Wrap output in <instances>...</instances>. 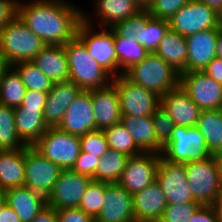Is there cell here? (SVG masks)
Masks as SVG:
<instances>
[{
    "mask_svg": "<svg viewBox=\"0 0 222 222\" xmlns=\"http://www.w3.org/2000/svg\"><path fill=\"white\" fill-rule=\"evenodd\" d=\"M18 17L46 45H65L76 36L83 11L64 0L20 1Z\"/></svg>",
    "mask_w": 222,
    "mask_h": 222,
    "instance_id": "obj_1",
    "label": "cell"
},
{
    "mask_svg": "<svg viewBox=\"0 0 222 222\" xmlns=\"http://www.w3.org/2000/svg\"><path fill=\"white\" fill-rule=\"evenodd\" d=\"M68 60L69 80L81 90L107 87L113 77L93 59L84 43L75 36L64 45Z\"/></svg>",
    "mask_w": 222,
    "mask_h": 222,
    "instance_id": "obj_2",
    "label": "cell"
},
{
    "mask_svg": "<svg viewBox=\"0 0 222 222\" xmlns=\"http://www.w3.org/2000/svg\"><path fill=\"white\" fill-rule=\"evenodd\" d=\"M124 75L160 97L180 85V73L154 52L133 64Z\"/></svg>",
    "mask_w": 222,
    "mask_h": 222,
    "instance_id": "obj_3",
    "label": "cell"
},
{
    "mask_svg": "<svg viewBox=\"0 0 222 222\" xmlns=\"http://www.w3.org/2000/svg\"><path fill=\"white\" fill-rule=\"evenodd\" d=\"M45 46L19 17L0 30V51L8 66L32 61Z\"/></svg>",
    "mask_w": 222,
    "mask_h": 222,
    "instance_id": "obj_4",
    "label": "cell"
},
{
    "mask_svg": "<svg viewBox=\"0 0 222 222\" xmlns=\"http://www.w3.org/2000/svg\"><path fill=\"white\" fill-rule=\"evenodd\" d=\"M92 21L83 11V19L78 24L76 36L84 43L89 55L113 78L117 77L118 59L114 43V30L102 27V31L94 33Z\"/></svg>",
    "mask_w": 222,
    "mask_h": 222,
    "instance_id": "obj_5",
    "label": "cell"
},
{
    "mask_svg": "<svg viewBox=\"0 0 222 222\" xmlns=\"http://www.w3.org/2000/svg\"><path fill=\"white\" fill-rule=\"evenodd\" d=\"M161 156L170 162L188 163L213 156L204 136L193 127L175 125L169 141L163 146Z\"/></svg>",
    "mask_w": 222,
    "mask_h": 222,
    "instance_id": "obj_6",
    "label": "cell"
},
{
    "mask_svg": "<svg viewBox=\"0 0 222 222\" xmlns=\"http://www.w3.org/2000/svg\"><path fill=\"white\" fill-rule=\"evenodd\" d=\"M184 166L193 199L201 205H213L220 195L217 156L184 163Z\"/></svg>",
    "mask_w": 222,
    "mask_h": 222,
    "instance_id": "obj_7",
    "label": "cell"
},
{
    "mask_svg": "<svg viewBox=\"0 0 222 222\" xmlns=\"http://www.w3.org/2000/svg\"><path fill=\"white\" fill-rule=\"evenodd\" d=\"M33 147L62 170L71 169L81 151L80 137L57 127L48 128Z\"/></svg>",
    "mask_w": 222,
    "mask_h": 222,
    "instance_id": "obj_8",
    "label": "cell"
},
{
    "mask_svg": "<svg viewBox=\"0 0 222 222\" xmlns=\"http://www.w3.org/2000/svg\"><path fill=\"white\" fill-rule=\"evenodd\" d=\"M120 98L122 116H152L160 107V96L133 83L124 74L112 79Z\"/></svg>",
    "mask_w": 222,
    "mask_h": 222,
    "instance_id": "obj_9",
    "label": "cell"
},
{
    "mask_svg": "<svg viewBox=\"0 0 222 222\" xmlns=\"http://www.w3.org/2000/svg\"><path fill=\"white\" fill-rule=\"evenodd\" d=\"M168 21L169 28L183 37L220 27L218 12L198 0H190Z\"/></svg>",
    "mask_w": 222,
    "mask_h": 222,
    "instance_id": "obj_10",
    "label": "cell"
},
{
    "mask_svg": "<svg viewBox=\"0 0 222 222\" xmlns=\"http://www.w3.org/2000/svg\"><path fill=\"white\" fill-rule=\"evenodd\" d=\"M24 167V186L47 198L62 169L45 158L33 146L25 147Z\"/></svg>",
    "mask_w": 222,
    "mask_h": 222,
    "instance_id": "obj_11",
    "label": "cell"
},
{
    "mask_svg": "<svg viewBox=\"0 0 222 222\" xmlns=\"http://www.w3.org/2000/svg\"><path fill=\"white\" fill-rule=\"evenodd\" d=\"M161 154L143 152L129 157L118 184L130 194L142 191L156 181Z\"/></svg>",
    "mask_w": 222,
    "mask_h": 222,
    "instance_id": "obj_12",
    "label": "cell"
},
{
    "mask_svg": "<svg viewBox=\"0 0 222 222\" xmlns=\"http://www.w3.org/2000/svg\"><path fill=\"white\" fill-rule=\"evenodd\" d=\"M93 179L87 175L62 170L48 195L47 205L56 210L79 207L83 194Z\"/></svg>",
    "mask_w": 222,
    "mask_h": 222,
    "instance_id": "obj_13",
    "label": "cell"
},
{
    "mask_svg": "<svg viewBox=\"0 0 222 222\" xmlns=\"http://www.w3.org/2000/svg\"><path fill=\"white\" fill-rule=\"evenodd\" d=\"M180 85L200 109H219L222 101V85L202 71L180 74Z\"/></svg>",
    "mask_w": 222,
    "mask_h": 222,
    "instance_id": "obj_14",
    "label": "cell"
},
{
    "mask_svg": "<svg viewBox=\"0 0 222 222\" xmlns=\"http://www.w3.org/2000/svg\"><path fill=\"white\" fill-rule=\"evenodd\" d=\"M156 182L163 190L167 204L196 202L187 183L184 164L170 162L161 156Z\"/></svg>",
    "mask_w": 222,
    "mask_h": 222,
    "instance_id": "obj_15",
    "label": "cell"
},
{
    "mask_svg": "<svg viewBox=\"0 0 222 222\" xmlns=\"http://www.w3.org/2000/svg\"><path fill=\"white\" fill-rule=\"evenodd\" d=\"M57 128L77 137L96 130L91 90L79 92Z\"/></svg>",
    "mask_w": 222,
    "mask_h": 222,
    "instance_id": "obj_16",
    "label": "cell"
},
{
    "mask_svg": "<svg viewBox=\"0 0 222 222\" xmlns=\"http://www.w3.org/2000/svg\"><path fill=\"white\" fill-rule=\"evenodd\" d=\"M96 220L99 222H136L132 194L118 183L105 182L102 209Z\"/></svg>",
    "mask_w": 222,
    "mask_h": 222,
    "instance_id": "obj_17",
    "label": "cell"
},
{
    "mask_svg": "<svg viewBox=\"0 0 222 222\" xmlns=\"http://www.w3.org/2000/svg\"><path fill=\"white\" fill-rule=\"evenodd\" d=\"M160 107L164 109L175 125L196 126L201 109L190 99L188 93L179 85L160 97Z\"/></svg>",
    "mask_w": 222,
    "mask_h": 222,
    "instance_id": "obj_18",
    "label": "cell"
},
{
    "mask_svg": "<svg viewBox=\"0 0 222 222\" xmlns=\"http://www.w3.org/2000/svg\"><path fill=\"white\" fill-rule=\"evenodd\" d=\"M96 130H104L121 122L120 98L116 86L91 90Z\"/></svg>",
    "mask_w": 222,
    "mask_h": 222,
    "instance_id": "obj_19",
    "label": "cell"
},
{
    "mask_svg": "<svg viewBox=\"0 0 222 222\" xmlns=\"http://www.w3.org/2000/svg\"><path fill=\"white\" fill-rule=\"evenodd\" d=\"M80 91L81 89L71 80L53 83L44 108V121L48 128L59 126L67 108Z\"/></svg>",
    "mask_w": 222,
    "mask_h": 222,
    "instance_id": "obj_20",
    "label": "cell"
},
{
    "mask_svg": "<svg viewBox=\"0 0 222 222\" xmlns=\"http://www.w3.org/2000/svg\"><path fill=\"white\" fill-rule=\"evenodd\" d=\"M218 28L185 37L188 46L187 72L203 71L216 57Z\"/></svg>",
    "mask_w": 222,
    "mask_h": 222,
    "instance_id": "obj_21",
    "label": "cell"
},
{
    "mask_svg": "<svg viewBox=\"0 0 222 222\" xmlns=\"http://www.w3.org/2000/svg\"><path fill=\"white\" fill-rule=\"evenodd\" d=\"M136 222H158L167 207V200L155 181L142 191L132 195Z\"/></svg>",
    "mask_w": 222,
    "mask_h": 222,
    "instance_id": "obj_22",
    "label": "cell"
},
{
    "mask_svg": "<svg viewBox=\"0 0 222 222\" xmlns=\"http://www.w3.org/2000/svg\"><path fill=\"white\" fill-rule=\"evenodd\" d=\"M4 194L6 203L15 211L21 222H31L47 205L45 196L26 186L6 189Z\"/></svg>",
    "mask_w": 222,
    "mask_h": 222,
    "instance_id": "obj_23",
    "label": "cell"
},
{
    "mask_svg": "<svg viewBox=\"0 0 222 222\" xmlns=\"http://www.w3.org/2000/svg\"><path fill=\"white\" fill-rule=\"evenodd\" d=\"M31 62L52 82L69 80L64 45H46Z\"/></svg>",
    "mask_w": 222,
    "mask_h": 222,
    "instance_id": "obj_24",
    "label": "cell"
},
{
    "mask_svg": "<svg viewBox=\"0 0 222 222\" xmlns=\"http://www.w3.org/2000/svg\"><path fill=\"white\" fill-rule=\"evenodd\" d=\"M25 148L0 150V190L24 186Z\"/></svg>",
    "mask_w": 222,
    "mask_h": 222,
    "instance_id": "obj_25",
    "label": "cell"
},
{
    "mask_svg": "<svg viewBox=\"0 0 222 222\" xmlns=\"http://www.w3.org/2000/svg\"><path fill=\"white\" fill-rule=\"evenodd\" d=\"M14 120L19 138L27 146H33L48 129L44 121V110L14 108Z\"/></svg>",
    "mask_w": 222,
    "mask_h": 222,
    "instance_id": "obj_26",
    "label": "cell"
},
{
    "mask_svg": "<svg viewBox=\"0 0 222 222\" xmlns=\"http://www.w3.org/2000/svg\"><path fill=\"white\" fill-rule=\"evenodd\" d=\"M154 53L180 74L187 72V41L177 32L169 28Z\"/></svg>",
    "mask_w": 222,
    "mask_h": 222,
    "instance_id": "obj_27",
    "label": "cell"
},
{
    "mask_svg": "<svg viewBox=\"0 0 222 222\" xmlns=\"http://www.w3.org/2000/svg\"><path fill=\"white\" fill-rule=\"evenodd\" d=\"M121 122L143 152L161 154L163 147L157 142L151 116H122Z\"/></svg>",
    "mask_w": 222,
    "mask_h": 222,
    "instance_id": "obj_28",
    "label": "cell"
},
{
    "mask_svg": "<svg viewBox=\"0 0 222 222\" xmlns=\"http://www.w3.org/2000/svg\"><path fill=\"white\" fill-rule=\"evenodd\" d=\"M95 19L101 27H113L142 10L133 0H96ZM97 17V18H96Z\"/></svg>",
    "mask_w": 222,
    "mask_h": 222,
    "instance_id": "obj_29",
    "label": "cell"
},
{
    "mask_svg": "<svg viewBox=\"0 0 222 222\" xmlns=\"http://www.w3.org/2000/svg\"><path fill=\"white\" fill-rule=\"evenodd\" d=\"M204 136L212 155H222V113L219 109L203 110L195 126Z\"/></svg>",
    "mask_w": 222,
    "mask_h": 222,
    "instance_id": "obj_30",
    "label": "cell"
},
{
    "mask_svg": "<svg viewBox=\"0 0 222 222\" xmlns=\"http://www.w3.org/2000/svg\"><path fill=\"white\" fill-rule=\"evenodd\" d=\"M27 89L13 66H8L0 77V104L17 108L21 105Z\"/></svg>",
    "mask_w": 222,
    "mask_h": 222,
    "instance_id": "obj_31",
    "label": "cell"
},
{
    "mask_svg": "<svg viewBox=\"0 0 222 222\" xmlns=\"http://www.w3.org/2000/svg\"><path fill=\"white\" fill-rule=\"evenodd\" d=\"M115 50L118 59V71L124 74L133 64L141 62L149 55V51L136 39L127 40L114 31ZM120 68V70H119Z\"/></svg>",
    "mask_w": 222,
    "mask_h": 222,
    "instance_id": "obj_32",
    "label": "cell"
},
{
    "mask_svg": "<svg viewBox=\"0 0 222 222\" xmlns=\"http://www.w3.org/2000/svg\"><path fill=\"white\" fill-rule=\"evenodd\" d=\"M128 158L125 154L110 149L100 158L92 179L106 183H118Z\"/></svg>",
    "mask_w": 222,
    "mask_h": 222,
    "instance_id": "obj_33",
    "label": "cell"
},
{
    "mask_svg": "<svg viewBox=\"0 0 222 222\" xmlns=\"http://www.w3.org/2000/svg\"><path fill=\"white\" fill-rule=\"evenodd\" d=\"M109 144V149L121 152L128 157L137 156L143 151L136 145L133 137L122 122L116 123L103 130Z\"/></svg>",
    "mask_w": 222,
    "mask_h": 222,
    "instance_id": "obj_34",
    "label": "cell"
},
{
    "mask_svg": "<svg viewBox=\"0 0 222 222\" xmlns=\"http://www.w3.org/2000/svg\"><path fill=\"white\" fill-rule=\"evenodd\" d=\"M14 120V108L0 104V150L23 149Z\"/></svg>",
    "mask_w": 222,
    "mask_h": 222,
    "instance_id": "obj_35",
    "label": "cell"
},
{
    "mask_svg": "<svg viewBox=\"0 0 222 222\" xmlns=\"http://www.w3.org/2000/svg\"><path fill=\"white\" fill-rule=\"evenodd\" d=\"M13 67L19 73L27 90L42 93H48L51 90L54 82L44 75L31 61L18 62Z\"/></svg>",
    "mask_w": 222,
    "mask_h": 222,
    "instance_id": "obj_36",
    "label": "cell"
},
{
    "mask_svg": "<svg viewBox=\"0 0 222 222\" xmlns=\"http://www.w3.org/2000/svg\"><path fill=\"white\" fill-rule=\"evenodd\" d=\"M169 29V21L150 17L136 40L150 53L154 52Z\"/></svg>",
    "mask_w": 222,
    "mask_h": 222,
    "instance_id": "obj_37",
    "label": "cell"
},
{
    "mask_svg": "<svg viewBox=\"0 0 222 222\" xmlns=\"http://www.w3.org/2000/svg\"><path fill=\"white\" fill-rule=\"evenodd\" d=\"M105 194V182L92 180L83 194L79 208L91 218L96 219L102 209V199Z\"/></svg>",
    "mask_w": 222,
    "mask_h": 222,
    "instance_id": "obj_38",
    "label": "cell"
},
{
    "mask_svg": "<svg viewBox=\"0 0 222 222\" xmlns=\"http://www.w3.org/2000/svg\"><path fill=\"white\" fill-rule=\"evenodd\" d=\"M147 9H142L137 14L117 22L111 27L118 35L123 36L127 40L137 38L141 29L145 26L146 21L150 18Z\"/></svg>",
    "mask_w": 222,
    "mask_h": 222,
    "instance_id": "obj_39",
    "label": "cell"
},
{
    "mask_svg": "<svg viewBox=\"0 0 222 222\" xmlns=\"http://www.w3.org/2000/svg\"><path fill=\"white\" fill-rule=\"evenodd\" d=\"M200 206L198 202L168 204L158 222H188Z\"/></svg>",
    "mask_w": 222,
    "mask_h": 222,
    "instance_id": "obj_40",
    "label": "cell"
},
{
    "mask_svg": "<svg viewBox=\"0 0 222 222\" xmlns=\"http://www.w3.org/2000/svg\"><path fill=\"white\" fill-rule=\"evenodd\" d=\"M80 147L81 151L96 157H102L110 150L103 130L91 131L80 137Z\"/></svg>",
    "mask_w": 222,
    "mask_h": 222,
    "instance_id": "obj_41",
    "label": "cell"
},
{
    "mask_svg": "<svg viewBox=\"0 0 222 222\" xmlns=\"http://www.w3.org/2000/svg\"><path fill=\"white\" fill-rule=\"evenodd\" d=\"M190 0H153L147 8L153 18L169 20Z\"/></svg>",
    "mask_w": 222,
    "mask_h": 222,
    "instance_id": "obj_42",
    "label": "cell"
},
{
    "mask_svg": "<svg viewBox=\"0 0 222 222\" xmlns=\"http://www.w3.org/2000/svg\"><path fill=\"white\" fill-rule=\"evenodd\" d=\"M151 117L157 142L163 147L169 141L175 124L168 113L161 107Z\"/></svg>",
    "mask_w": 222,
    "mask_h": 222,
    "instance_id": "obj_43",
    "label": "cell"
},
{
    "mask_svg": "<svg viewBox=\"0 0 222 222\" xmlns=\"http://www.w3.org/2000/svg\"><path fill=\"white\" fill-rule=\"evenodd\" d=\"M100 158L101 157H96L87 152L80 151V154L76 159L74 165L72 166L71 170L92 178L95 175Z\"/></svg>",
    "mask_w": 222,
    "mask_h": 222,
    "instance_id": "obj_44",
    "label": "cell"
},
{
    "mask_svg": "<svg viewBox=\"0 0 222 222\" xmlns=\"http://www.w3.org/2000/svg\"><path fill=\"white\" fill-rule=\"evenodd\" d=\"M56 214L57 222H91L93 220V218L79 207L56 210Z\"/></svg>",
    "mask_w": 222,
    "mask_h": 222,
    "instance_id": "obj_45",
    "label": "cell"
},
{
    "mask_svg": "<svg viewBox=\"0 0 222 222\" xmlns=\"http://www.w3.org/2000/svg\"><path fill=\"white\" fill-rule=\"evenodd\" d=\"M17 0H0V30L18 17Z\"/></svg>",
    "mask_w": 222,
    "mask_h": 222,
    "instance_id": "obj_46",
    "label": "cell"
},
{
    "mask_svg": "<svg viewBox=\"0 0 222 222\" xmlns=\"http://www.w3.org/2000/svg\"><path fill=\"white\" fill-rule=\"evenodd\" d=\"M47 97L48 93L27 90L21 105L17 108H32L37 110H44L47 102Z\"/></svg>",
    "mask_w": 222,
    "mask_h": 222,
    "instance_id": "obj_47",
    "label": "cell"
},
{
    "mask_svg": "<svg viewBox=\"0 0 222 222\" xmlns=\"http://www.w3.org/2000/svg\"><path fill=\"white\" fill-rule=\"evenodd\" d=\"M188 222H218V219L212 205H201Z\"/></svg>",
    "mask_w": 222,
    "mask_h": 222,
    "instance_id": "obj_48",
    "label": "cell"
},
{
    "mask_svg": "<svg viewBox=\"0 0 222 222\" xmlns=\"http://www.w3.org/2000/svg\"><path fill=\"white\" fill-rule=\"evenodd\" d=\"M207 76L214 78L222 85V59L215 57L203 71Z\"/></svg>",
    "mask_w": 222,
    "mask_h": 222,
    "instance_id": "obj_49",
    "label": "cell"
},
{
    "mask_svg": "<svg viewBox=\"0 0 222 222\" xmlns=\"http://www.w3.org/2000/svg\"><path fill=\"white\" fill-rule=\"evenodd\" d=\"M31 222H57L56 209L46 205Z\"/></svg>",
    "mask_w": 222,
    "mask_h": 222,
    "instance_id": "obj_50",
    "label": "cell"
},
{
    "mask_svg": "<svg viewBox=\"0 0 222 222\" xmlns=\"http://www.w3.org/2000/svg\"><path fill=\"white\" fill-rule=\"evenodd\" d=\"M0 222H21L15 211L5 203L0 209Z\"/></svg>",
    "mask_w": 222,
    "mask_h": 222,
    "instance_id": "obj_51",
    "label": "cell"
},
{
    "mask_svg": "<svg viewBox=\"0 0 222 222\" xmlns=\"http://www.w3.org/2000/svg\"><path fill=\"white\" fill-rule=\"evenodd\" d=\"M212 206L216 211L218 222H222V193H220Z\"/></svg>",
    "mask_w": 222,
    "mask_h": 222,
    "instance_id": "obj_52",
    "label": "cell"
},
{
    "mask_svg": "<svg viewBox=\"0 0 222 222\" xmlns=\"http://www.w3.org/2000/svg\"><path fill=\"white\" fill-rule=\"evenodd\" d=\"M216 57L222 59V27L218 28V38L216 42Z\"/></svg>",
    "mask_w": 222,
    "mask_h": 222,
    "instance_id": "obj_53",
    "label": "cell"
},
{
    "mask_svg": "<svg viewBox=\"0 0 222 222\" xmlns=\"http://www.w3.org/2000/svg\"><path fill=\"white\" fill-rule=\"evenodd\" d=\"M198 1L207 4L209 7L215 9L217 12L222 7V0H198Z\"/></svg>",
    "mask_w": 222,
    "mask_h": 222,
    "instance_id": "obj_54",
    "label": "cell"
},
{
    "mask_svg": "<svg viewBox=\"0 0 222 222\" xmlns=\"http://www.w3.org/2000/svg\"><path fill=\"white\" fill-rule=\"evenodd\" d=\"M218 174L220 179V193H222V155L217 156Z\"/></svg>",
    "mask_w": 222,
    "mask_h": 222,
    "instance_id": "obj_55",
    "label": "cell"
},
{
    "mask_svg": "<svg viewBox=\"0 0 222 222\" xmlns=\"http://www.w3.org/2000/svg\"><path fill=\"white\" fill-rule=\"evenodd\" d=\"M7 67H8V65H7L5 59L2 56L1 51H0V77Z\"/></svg>",
    "mask_w": 222,
    "mask_h": 222,
    "instance_id": "obj_56",
    "label": "cell"
},
{
    "mask_svg": "<svg viewBox=\"0 0 222 222\" xmlns=\"http://www.w3.org/2000/svg\"><path fill=\"white\" fill-rule=\"evenodd\" d=\"M140 8L147 9V0H133Z\"/></svg>",
    "mask_w": 222,
    "mask_h": 222,
    "instance_id": "obj_57",
    "label": "cell"
},
{
    "mask_svg": "<svg viewBox=\"0 0 222 222\" xmlns=\"http://www.w3.org/2000/svg\"><path fill=\"white\" fill-rule=\"evenodd\" d=\"M6 203L5 194L3 190H0V209Z\"/></svg>",
    "mask_w": 222,
    "mask_h": 222,
    "instance_id": "obj_58",
    "label": "cell"
},
{
    "mask_svg": "<svg viewBox=\"0 0 222 222\" xmlns=\"http://www.w3.org/2000/svg\"><path fill=\"white\" fill-rule=\"evenodd\" d=\"M218 22H219L220 27H222V7L218 11Z\"/></svg>",
    "mask_w": 222,
    "mask_h": 222,
    "instance_id": "obj_59",
    "label": "cell"
},
{
    "mask_svg": "<svg viewBox=\"0 0 222 222\" xmlns=\"http://www.w3.org/2000/svg\"><path fill=\"white\" fill-rule=\"evenodd\" d=\"M153 0H147V8L150 6V3L152 2Z\"/></svg>",
    "mask_w": 222,
    "mask_h": 222,
    "instance_id": "obj_60",
    "label": "cell"
},
{
    "mask_svg": "<svg viewBox=\"0 0 222 222\" xmlns=\"http://www.w3.org/2000/svg\"><path fill=\"white\" fill-rule=\"evenodd\" d=\"M219 111L222 113V101H221V105L219 107Z\"/></svg>",
    "mask_w": 222,
    "mask_h": 222,
    "instance_id": "obj_61",
    "label": "cell"
},
{
    "mask_svg": "<svg viewBox=\"0 0 222 222\" xmlns=\"http://www.w3.org/2000/svg\"><path fill=\"white\" fill-rule=\"evenodd\" d=\"M91 222H99V221H97L96 219H93Z\"/></svg>",
    "mask_w": 222,
    "mask_h": 222,
    "instance_id": "obj_62",
    "label": "cell"
}]
</instances>
